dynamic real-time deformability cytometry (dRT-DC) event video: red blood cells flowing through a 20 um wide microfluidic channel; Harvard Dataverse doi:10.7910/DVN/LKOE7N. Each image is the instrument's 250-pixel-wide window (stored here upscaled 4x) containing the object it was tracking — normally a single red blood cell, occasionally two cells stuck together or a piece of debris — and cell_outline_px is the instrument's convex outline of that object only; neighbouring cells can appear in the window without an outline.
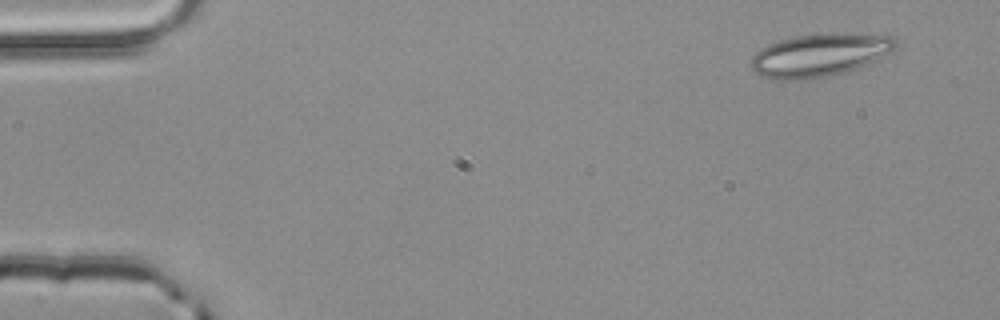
{"species": "common noctule bat (a hibernating species)", "species_latin": "Nyctalus noctula", "temperature_condition": "room temperature", "stored_images_in_passage": 3, "camera_frame_rate_fps": 3000, "um_per_image_px": 0.085, "animal": {"sex": "male", "body_mass_g": 20.4}, "frame": {"image": 1, "passage_image": 1, "time_ms": 0.0, "image_size_px": [1000, 320], "cell_outline_px": [[896, 48], [880, 60], [860, 68], [828, 76], [808, 80], [768, 80], [752, 72], [748, 64], [752, 56], [760, 48], [768, 44], [780, 40], [796, 36], [832, 32], [836, 32], [896, 36]], "centroid_in_image_um": [69.65, 4.7], "position_along_channel_um": 15.3, "area_um2": 37.34}}